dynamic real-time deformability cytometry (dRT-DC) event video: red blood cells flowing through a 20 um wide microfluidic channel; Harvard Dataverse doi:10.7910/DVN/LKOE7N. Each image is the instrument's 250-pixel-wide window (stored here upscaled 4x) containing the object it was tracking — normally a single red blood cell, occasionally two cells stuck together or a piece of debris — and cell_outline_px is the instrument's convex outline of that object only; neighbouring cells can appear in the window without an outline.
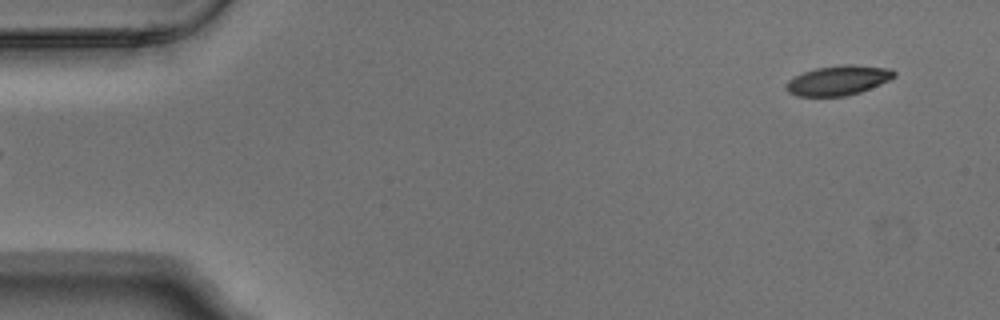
{"species": "Egyptian fruit bat (a non-hibernating species)", "species_latin": "Rousettus aegyptiacus", "temperature_condition": "warm", "stored_images_in_passage": 4, "segment_of_instrument_passage": [2, 2], "camera_frame_rate_fps": 3000, "um_per_image_px": 0.085, "animal": {"sex": "male"}, "frame": {"image": 1, "passage_image": 4, "time_ms": 1.0, "image_size_px": [1000, 320], "cell_outline_px": [[896, 76], [880, 84], [860, 92], [844, 96], [796, 96], [788, 92], [784, 88], [788, 80], [804, 72], [816, 68], [840, 64], [852, 64], [892, 68], [896, 72]], "centroid_in_image_um": [71.26, 6.82], "position_along_channel_um": 13.7, "area_um2": 18.79}}